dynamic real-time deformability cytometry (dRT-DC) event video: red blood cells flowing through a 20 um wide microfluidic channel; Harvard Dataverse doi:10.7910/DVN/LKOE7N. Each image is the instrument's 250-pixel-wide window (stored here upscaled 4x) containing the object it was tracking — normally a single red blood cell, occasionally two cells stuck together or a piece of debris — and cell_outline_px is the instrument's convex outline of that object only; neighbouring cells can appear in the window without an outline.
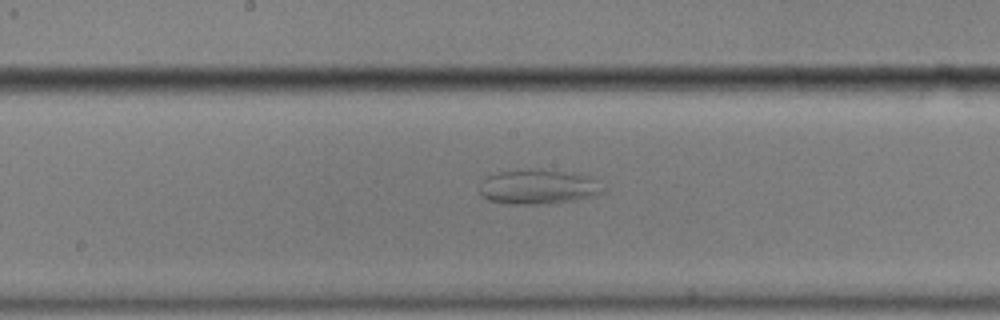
{"species": "common noctule bat (a hibernating species)", "species_latin": "Nyctalus noctula", "temperature_condition": "cold", "stored_images_in_passage": 33, "camera_frame_rate_fps": 3000, "um_per_image_px": 0.085, "animal": {"sex": "male", "body_mass_g": 17.9}, "frame": {"image": 1, "passage_image": 13, "time_ms": 4.0, "image_size_px": [1000, 320], "cell_outline_px": [[604, 192], [592, 196], [572, 200], [548, 204], [508, 204], [488, 200], [480, 196], [480, 180], [496, 172], [528, 168], [532, 168], [576, 172], [588, 176], [596, 180]], "centroid_in_image_um": [45.69, 15.86], "position_along_channel_um": 202.5, "area_um2": 25.37}}
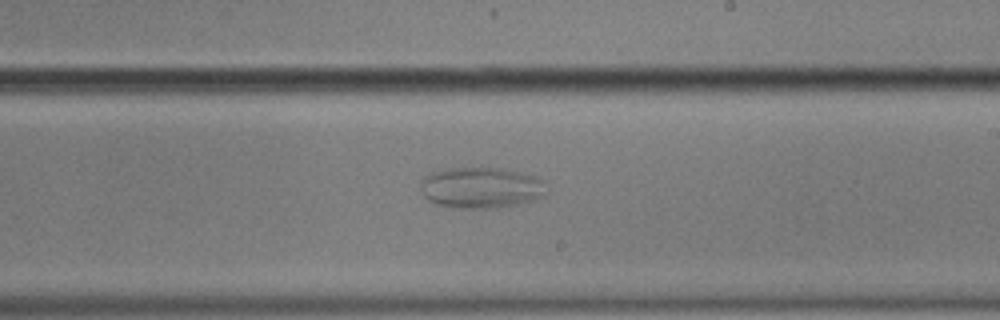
{"frame": {"image": 2, "passage_image": 17, "time_ms": 5.333, "image_size_px": [1000, 320], "cell_outline_px": [[548, 192], [536, 200], [496, 208], [460, 208], [436, 204], [428, 200], [424, 196], [420, 188], [420, 180], [424, 176], [432, 172], [444, 168], [500, 168], [536, 176], [544, 180]], "centroid_in_image_um": [40.89, 15.95], "position_along_channel_um": 248.1, "area_um2": 30.4}}
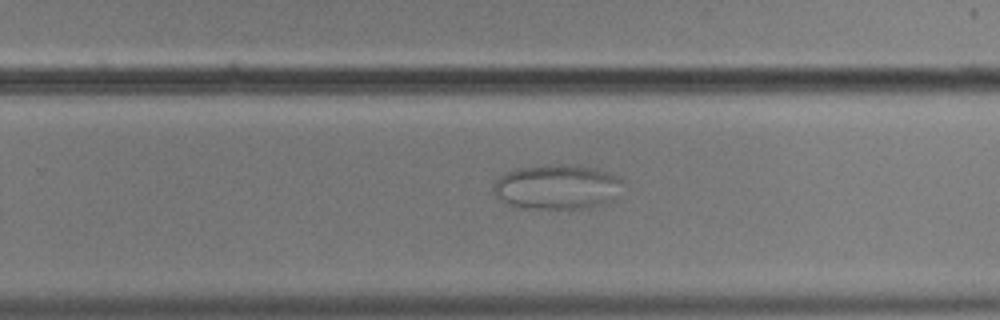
{"frame": {"image": 3, "passage_image": 20, "time_ms": 6.333, "image_size_px": [1000, 320], "cell_outline_px": [[624, 180], [612, 200], [608, 204], [588, 208], [512, 208], [500, 200], [492, 192], [492, 184], [500, 176], [512, 168], [548, 164], [560, 164], [592, 168], [616, 176]], "centroid_in_image_um": [47.25, 15.9], "position_along_channel_um": 282.5, "area_um2": 34.1}}